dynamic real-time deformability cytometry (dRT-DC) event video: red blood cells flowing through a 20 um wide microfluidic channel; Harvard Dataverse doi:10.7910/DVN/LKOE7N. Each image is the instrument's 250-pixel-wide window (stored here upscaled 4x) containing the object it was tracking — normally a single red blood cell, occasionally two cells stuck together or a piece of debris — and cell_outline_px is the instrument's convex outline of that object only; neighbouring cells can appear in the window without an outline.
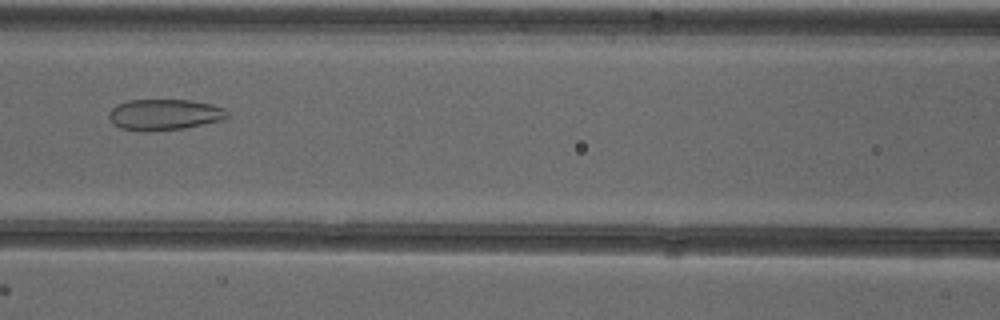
{"species": "common noctule bat (a hibernating species)", "species_latin": "Nyctalus noctula", "temperature_condition": "cold", "stored_images_in_passage": 53, "camera_frame_rate_fps": 3000, "um_per_image_px": 0.085, "animal": {"sex": "female"}, "frame": {"image": 1, "passage_image": 24, "time_ms": 7.667, "image_size_px": [1000, 320], "cell_outline_px": [[228, 116], [224, 120], [184, 128], [148, 132], [120, 128], [112, 124], [108, 116], [108, 112], [116, 104], [128, 100], [192, 100], [212, 104], [224, 108], [228, 112]], "centroid_in_image_um": [13.96, 9.74], "position_along_channel_um": 152.6, "area_um2": 21.68}}
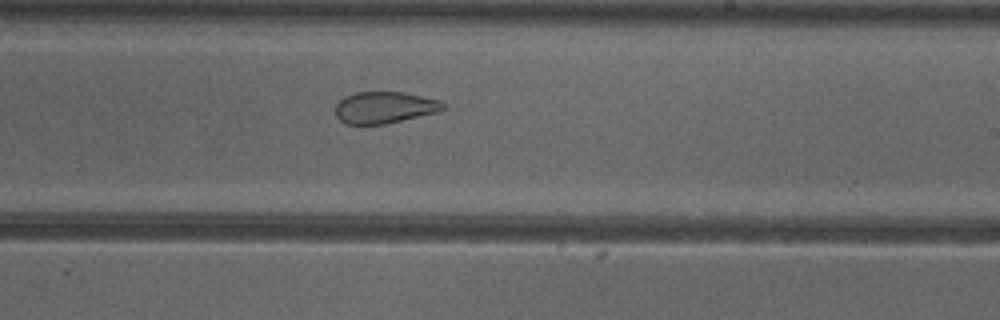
{"frame": {"image": 2, "passage_image": 32, "time_ms": 10.333, "image_size_px": [1000, 320], "cell_outline_px": [[444, 108], [440, 112], [384, 124], [344, 124], [336, 116], [336, 104], [344, 96], [356, 92], [404, 92], [440, 100], [444, 104]], "centroid_in_image_um": [32.68, 9.13], "position_along_channel_um": 256.3, "area_um2": 19.94}}
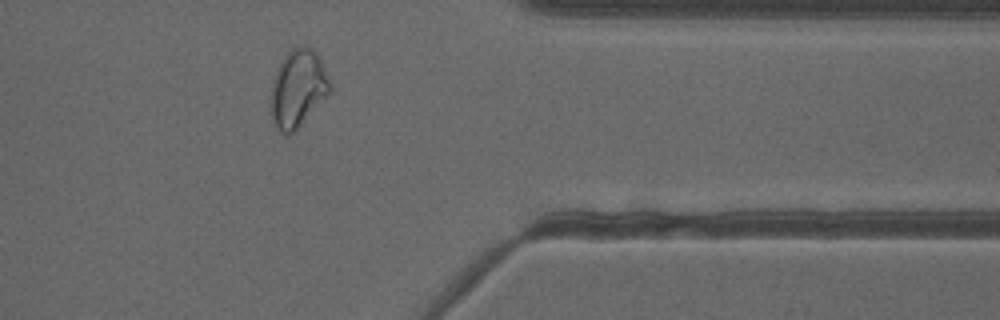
{"frame": {"image": 3, "passage_image": 43, "time_ms": 14.0, "image_size_px": [1000, 320], "cell_outline_px": [[332, 88], [296, 128], [288, 136], [280, 132], [276, 128], [272, 120], [268, 104], [272, 80], [280, 60], [296, 44], [312, 48], [320, 60]], "centroid_in_image_um": [25.23, 7.5], "position_along_channel_um": 386.2, "area_um2": 26.47}, "authors_computed_cell_mechanics": {"area_um2": 27.9174, "velocity_mm_per_s": 3.8936, "shape_relaxation_time_tau1_ms": null, "shape_relaxation_time_tau2_ms": 1.31, "deformation_change_tau1": null, "deformation_change_tau2": 0.0789}}